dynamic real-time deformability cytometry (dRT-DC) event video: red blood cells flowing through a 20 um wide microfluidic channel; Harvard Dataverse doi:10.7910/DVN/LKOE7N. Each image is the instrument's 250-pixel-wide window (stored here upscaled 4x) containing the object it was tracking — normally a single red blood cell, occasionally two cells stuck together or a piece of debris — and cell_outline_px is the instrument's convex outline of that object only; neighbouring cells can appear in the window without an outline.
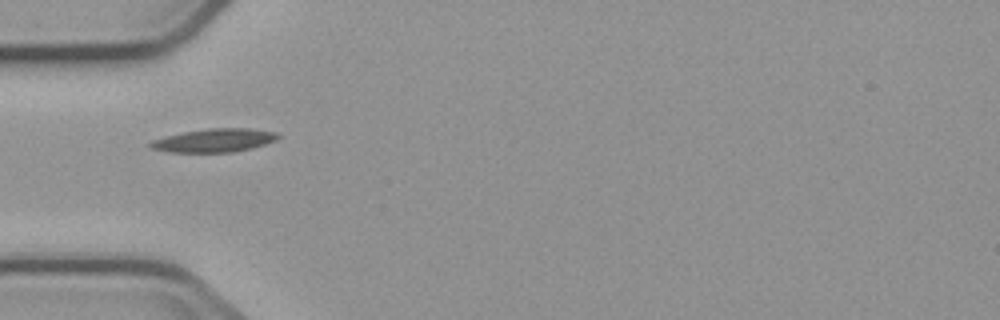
{"species": "common noctule bat (a hibernating species)", "species_latin": "Nyctalus noctula", "temperature_condition": "cold", "stored_images_in_passage": 2, "camera_frame_rate_fps": 3000, "um_per_image_px": 0.085, "animal": {"sex": "male", "body_mass_g": 23.1, "forearm_length_mm": 52.7}, "frame": {"image": 1, "passage_image": 1, "time_ms": 0.0, "image_size_px": [1000, 320], "cell_outline_px": [[280, 136], [276, 140], [252, 148], [232, 152], [168, 152], [148, 148], [148, 144], [152, 140], [164, 136], [184, 132], [208, 128], [248, 128], [276, 132]], "centroid_in_image_um": [18.17, 11.93], "position_along_channel_um": 66.8, "area_um2": 17.46}}
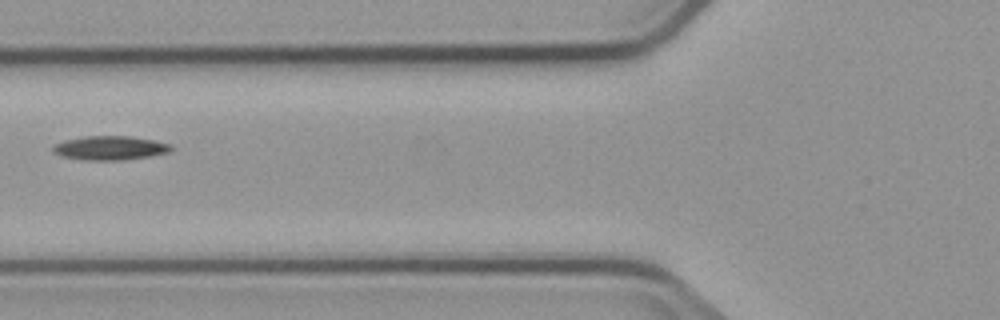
{"frame": {"image": 2, "passage_image": 2, "time_ms": 1.333, "image_size_px": [1000, 320], "cell_outline_px": [[172, 148], [168, 152], [152, 156], [120, 160], [88, 160], [60, 156], [52, 152], [52, 144], [64, 140], [84, 136], [128, 136], [156, 140], [172, 144]], "centroid_in_image_um": [9.33, 12.57], "position_along_channel_um": 116.5, "area_um2": 16.7}}